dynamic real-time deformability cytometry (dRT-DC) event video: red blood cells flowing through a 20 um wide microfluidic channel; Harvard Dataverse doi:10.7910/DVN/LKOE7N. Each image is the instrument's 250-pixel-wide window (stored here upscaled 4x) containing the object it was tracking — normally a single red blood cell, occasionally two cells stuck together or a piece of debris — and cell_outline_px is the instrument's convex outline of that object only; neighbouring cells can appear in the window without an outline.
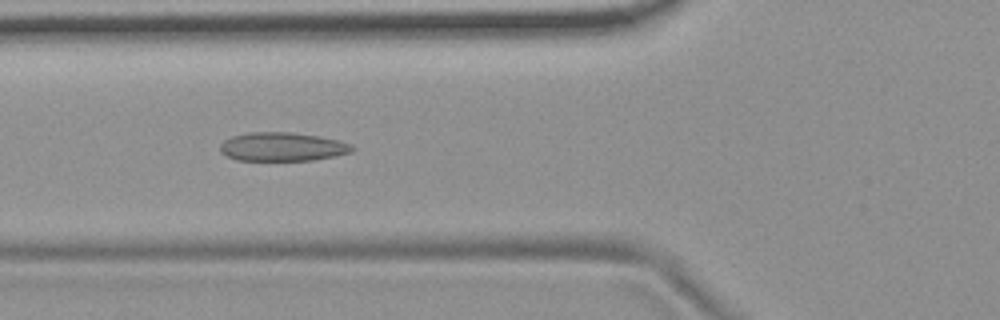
{"species": "common noctule bat (a hibernating species)", "species_latin": "Nyctalus noctula", "temperature_condition": "room temperature", "stored_images_in_passage": 17, "camera_frame_rate_fps": 3000, "um_per_image_px": 0.085, "animal": {"sex": "female", "body_mass_g": 19.9}, "frame": {"image": 1, "passage_image": 10, "time_ms": 3.0, "image_size_px": [1000, 320], "cell_outline_px": [[356, 148], [352, 152], [336, 156], [312, 160], [236, 160], [220, 152], [220, 144], [224, 140], [232, 136], [248, 132], [292, 132], [320, 136], [340, 140], [352, 144]], "centroid_in_image_um": [24.04, 12.47], "position_along_channel_um": 101.8, "area_um2": 22.31}}